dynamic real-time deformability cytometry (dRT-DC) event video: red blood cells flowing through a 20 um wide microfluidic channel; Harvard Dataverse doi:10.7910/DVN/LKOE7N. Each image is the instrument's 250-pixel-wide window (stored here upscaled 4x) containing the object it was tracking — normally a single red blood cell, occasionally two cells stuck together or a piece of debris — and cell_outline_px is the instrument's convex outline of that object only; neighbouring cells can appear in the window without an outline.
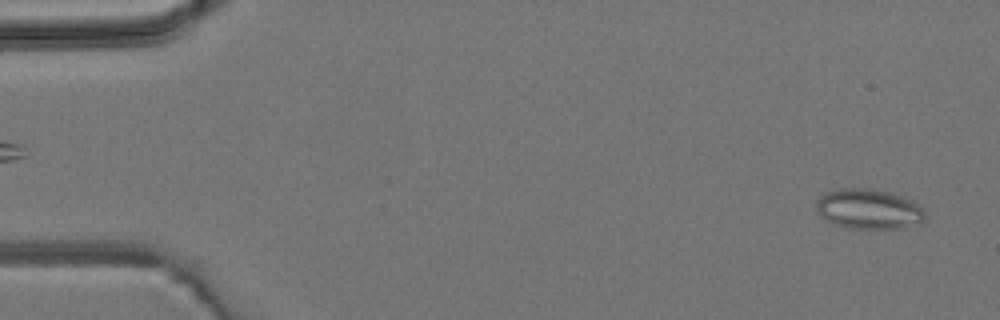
{"species": "common noctule bat (a hibernating species)", "species_latin": "Nyctalus noctula", "temperature_condition": "room temperature", "stored_images_in_passage": 5, "camera_frame_rate_fps": 3000, "um_per_image_px": 0.085, "animal": {"sex": "male", "body_mass_g": 19.2, "forearm_length_mm": 51.8}, "frame": {"image": 1, "passage_image": 5, "time_ms": 4.667, "image_size_px": [1000, 320], "cell_outline_px": [[924, 220], [920, 224], [900, 228], [848, 228], [836, 224], [820, 216], [816, 212], [816, 200], [824, 192], [836, 188], [872, 188], [888, 192], [912, 200], [920, 204], [924, 212]], "centroid_in_image_um": [73.82, 17.75], "position_along_channel_um": 11.2, "area_um2": 25.61}}